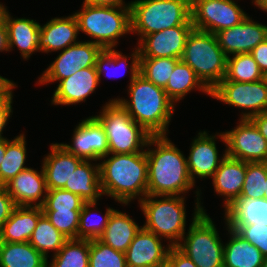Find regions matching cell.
Masks as SVG:
<instances>
[{
	"label": "cell",
	"mask_w": 267,
	"mask_h": 267,
	"mask_svg": "<svg viewBox=\"0 0 267 267\" xmlns=\"http://www.w3.org/2000/svg\"><path fill=\"white\" fill-rule=\"evenodd\" d=\"M262 267H267V256L264 257V260H263V265Z\"/></svg>",
	"instance_id": "6f0895ef"
},
{
	"label": "cell",
	"mask_w": 267,
	"mask_h": 267,
	"mask_svg": "<svg viewBox=\"0 0 267 267\" xmlns=\"http://www.w3.org/2000/svg\"><path fill=\"white\" fill-rule=\"evenodd\" d=\"M236 127L223 132L226 155L245 162H267V140L249 119H239Z\"/></svg>",
	"instance_id": "4fadbf2b"
},
{
	"label": "cell",
	"mask_w": 267,
	"mask_h": 267,
	"mask_svg": "<svg viewBox=\"0 0 267 267\" xmlns=\"http://www.w3.org/2000/svg\"><path fill=\"white\" fill-rule=\"evenodd\" d=\"M52 225L68 239H77L81 210H42Z\"/></svg>",
	"instance_id": "60d3db41"
},
{
	"label": "cell",
	"mask_w": 267,
	"mask_h": 267,
	"mask_svg": "<svg viewBox=\"0 0 267 267\" xmlns=\"http://www.w3.org/2000/svg\"><path fill=\"white\" fill-rule=\"evenodd\" d=\"M145 151L147 195L186 196L196 187L190 178L183 151L167 135H152Z\"/></svg>",
	"instance_id": "6da1fadb"
},
{
	"label": "cell",
	"mask_w": 267,
	"mask_h": 267,
	"mask_svg": "<svg viewBox=\"0 0 267 267\" xmlns=\"http://www.w3.org/2000/svg\"><path fill=\"white\" fill-rule=\"evenodd\" d=\"M193 25H179L145 35L137 44L140 58L181 59Z\"/></svg>",
	"instance_id": "e0dca14e"
},
{
	"label": "cell",
	"mask_w": 267,
	"mask_h": 267,
	"mask_svg": "<svg viewBox=\"0 0 267 267\" xmlns=\"http://www.w3.org/2000/svg\"><path fill=\"white\" fill-rule=\"evenodd\" d=\"M142 227L129 214L115 209L99 240L114 250L125 253Z\"/></svg>",
	"instance_id": "4316f807"
},
{
	"label": "cell",
	"mask_w": 267,
	"mask_h": 267,
	"mask_svg": "<svg viewBox=\"0 0 267 267\" xmlns=\"http://www.w3.org/2000/svg\"><path fill=\"white\" fill-rule=\"evenodd\" d=\"M97 201L85 202L79 215V226L77 230V239H99L104 233L112 212V207H107L103 215L95 214ZM95 209V210H94ZM96 215V216H95Z\"/></svg>",
	"instance_id": "e575fe53"
},
{
	"label": "cell",
	"mask_w": 267,
	"mask_h": 267,
	"mask_svg": "<svg viewBox=\"0 0 267 267\" xmlns=\"http://www.w3.org/2000/svg\"><path fill=\"white\" fill-rule=\"evenodd\" d=\"M49 149L41 163L47 189H63L84 159L69 153L60 143L50 144Z\"/></svg>",
	"instance_id": "603a6c76"
},
{
	"label": "cell",
	"mask_w": 267,
	"mask_h": 267,
	"mask_svg": "<svg viewBox=\"0 0 267 267\" xmlns=\"http://www.w3.org/2000/svg\"><path fill=\"white\" fill-rule=\"evenodd\" d=\"M164 90L175 104L180 103L193 90L211 96V91L196 76L194 70L181 59L176 63Z\"/></svg>",
	"instance_id": "f546056e"
},
{
	"label": "cell",
	"mask_w": 267,
	"mask_h": 267,
	"mask_svg": "<svg viewBox=\"0 0 267 267\" xmlns=\"http://www.w3.org/2000/svg\"><path fill=\"white\" fill-rule=\"evenodd\" d=\"M84 201L80 196L64 190L52 189L47 191L42 210H81Z\"/></svg>",
	"instance_id": "b9f144b4"
},
{
	"label": "cell",
	"mask_w": 267,
	"mask_h": 267,
	"mask_svg": "<svg viewBox=\"0 0 267 267\" xmlns=\"http://www.w3.org/2000/svg\"><path fill=\"white\" fill-rule=\"evenodd\" d=\"M181 60L194 70L210 91L225 78L227 56L215 34L193 28L187 37Z\"/></svg>",
	"instance_id": "ba28073f"
},
{
	"label": "cell",
	"mask_w": 267,
	"mask_h": 267,
	"mask_svg": "<svg viewBox=\"0 0 267 267\" xmlns=\"http://www.w3.org/2000/svg\"><path fill=\"white\" fill-rule=\"evenodd\" d=\"M103 49L93 42L80 41L60 51L58 56L38 77L36 84L48 85L70 77L76 71L95 66Z\"/></svg>",
	"instance_id": "7c38bea8"
},
{
	"label": "cell",
	"mask_w": 267,
	"mask_h": 267,
	"mask_svg": "<svg viewBox=\"0 0 267 267\" xmlns=\"http://www.w3.org/2000/svg\"><path fill=\"white\" fill-rule=\"evenodd\" d=\"M129 6L131 34L138 36V42L145 35L167 28L193 25L187 0H133Z\"/></svg>",
	"instance_id": "8992f818"
},
{
	"label": "cell",
	"mask_w": 267,
	"mask_h": 267,
	"mask_svg": "<svg viewBox=\"0 0 267 267\" xmlns=\"http://www.w3.org/2000/svg\"><path fill=\"white\" fill-rule=\"evenodd\" d=\"M210 97L242 110L239 119L249 120L267 111V82L265 79L255 82L221 81L211 91Z\"/></svg>",
	"instance_id": "30bf717a"
},
{
	"label": "cell",
	"mask_w": 267,
	"mask_h": 267,
	"mask_svg": "<svg viewBox=\"0 0 267 267\" xmlns=\"http://www.w3.org/2000/svg\"><path fill=\"white\" fill-rule=\"evenodd\" d=\"M17 86L18 85L16 84L3 98L0 99V139L6 138L3 135V132L13 114V89H15Z\"/></svg>",
	"instance_id": "ee69618b"
},
{
	"label": "cell",
	"mask_w": 267,
	"mask_h": 267,
	"mask_svg": "<svg viewBox=\"0 0 267 267\" xmlns=\"http://www.w3.org/2000/svg\"><path fill=\"white\" fill-rule=\"evenodd\" d=\"M78 34V21L74 14L51 18L46 24H40L39 51L47 54L60 52L78 43Z\"/></svg>",
	"instance_id": "44dd1931"
},
{
	"label": "cell",
	"mask_w": 267,
	"mask_h": 267,
	"mask_svg": "<svg viewBox=\"0 0 267 267\" xmlns=\"http://www.w3.org/2000/svg\"><path fill=\"white\" fill-rule=\"evenodd\" d=\"M47 267H89V240L68 239Z\"/></svg>",
	"instance_id": "d590c367"
},
{
	"label": "cell",
	"mask_w": 267,
	"mask_h": 267,
	"mask_svg": "<svg viewBox=\"0 0 267 267\" xmlns=\"http://www.w3.org/2000/svg\"><path fill=\"white\" fill-rule=\"evenodd\" d=\"M220 139L226 146V138L223 132H216L215 135L209 134L207 131H199L193 138L189 149L187 159V167L192 182L195 183L196 178L212 179L215 171L226 156V149L223 155H219L216 139Z\"/></svg>",
	"instance_id": "5bb4252c"
},
{
	"label": "cell",
	"mask_w": 267,
	"mask_h": 267,
	"mask_svg": "<svg viewBox=\"0 0 267 267\" xmlns=\"http://www.w3.org/2000/svg\"><path fill=\"white\" fill-rule=\"evenodd\" d=\"M267 162H247L243 188L239 199L264 198Z\"/></svg>",
	"instance_id": "f35d334b"
},
{
	"label": "cell",
	"mask_w": 267,
	"mask_h": 267,
	"mask_svg": "<svg viewBox=\"0 0 267 267\" xmlns=\"http://www.w3.org/2000/svg\"><path fill=\"white\" fill-rule=\"evenodd\" d=\"M159 267H175V266L167 259Z\"/></svg>",
	"instance_id": "9f6ffc18"
},
{
	"label": "cell",
	"mask_w": 267,
	"mask_h": 267,
	"mask_svg": "<svg viewBox=\"0 0 267 267\" xmlns=\"http://www.w3.org/2000/svg\"><path fill=\"white\" fill-rule=\"evenodd\" d=\"M246 167L247 162L226 155L215 171L212 177V186L217 196L224 197V211L239 199Z\"/></svg>",
	"instance_id": "7402d4cb"
},
{
	"label": "cell",
	"mask_w": 267,
	"mask_h": 267,
	"mask_svg": "<svg viewBox=\"0 0 267 267\" xmlns=\"http://www.w3.org/2000/svg\"><path fill=\"white\" fill-rule=\"evenodd\" d=\"M224 216L228 225L261 224L267 226V199H237Z\"/></svg>",
	"instance_id": "1f68e13d"
},
{
	"label": "cell",
	"mask_w": 267,
	"mask_h": 267,
	"mask_svg": "<svg viewBox=\"0 0 267 267\" xmlns=\"http://www.w3.org/2000/svg\"><path fill=\"white\" fill-rule=\"evenodd\" d=\"M83 3L89 5H105V6H129L130 2L125 3L124 0H84Z\"/></svg>",
	"instance_id": "681fc988"
},
{
	"label": "cell",
	"mask_w": 267,
	"mask_h": 267,
	"mask_svg": "<svg viewBox=\"0 0 267 267\" xmlns=\"http://www.w3.org/2000/svg\"><path fill=\"white\" fill-rule=\"evenodd\" d=\"M264 199H267V178H266V190H265V193H264Z\"/></svg>",
	"instance_id": "680465c9"
},
{
	"label": "cell",
	"mask_w": 267,
	"mask_h": 267,
	"mask_svg": "<svg viewBox=\"0 0 267 267\" xmlns=\"http://www.w3.org/2000/svg\"><path fill=\"white\" fill-rule=\"evenodd\" d=\"M128 84L129 99L118 96L113 99L151 135H168L176 104L167 96L164 88L156 86L140 74Z\"/></svg>",
	"instance_id": "3957f363"
},
{
	"label": "cell",
	"mask_w": 267,
	"mask_h": 267,
	"mask_svg": "<svg viewBox=\"0 0 267 267\" xmlns=\"http://www.w3.org/2000/svg\"><path fill=\"white\" fill-rule=\"evenodd\" d=\"M15 85L14 81L0 75V99L3 98Z\"/></svg>",
	"instance_id": "f907efd6"
},
{
	"label": "cell",
	"mask_w": 267,
	"mask_h": 267,
	"mask_svg": "<svg viewBox=\"0 0 267 267\" xmlns=\"http://www.w3.org/2000/svg\"><path fill=\"white\" fill-rule=\"evenodd\" d=\"M168 260L175 267H197L196 264L182 253L177 247H171L168 253Z\"/></svg>",
	"instance_id": "bcb514c9"
},
{
	"label": "cell",
	"mask_w": 267,
	"mask_h": 267,
	"mask_svg": "<svg viewBox=\"0 0 267 267\" xmlns=\"http://www.w3.org/2000/svg\"><path fill=\"white\" fill-rule=\"evenodd\" d=\"M110 155V156H109ZM100 186L104 196L129 205L135 199L138 203L147 196L148 167L146 151L113 154L100 158Z\"/></svg>",
	"instance_id": "7a4b0ae2"
},
{
	"label": "cell",
	"mask_w": 267,
	"mask_h": 267,
	"mask_svg": "<svg viewBox=\"0 0 267 267\" xmlns=\"http://www.w3.org/2000/svg\"><path fill=\"white\" fill-rule=\"evenodd\" d=\"M89 267H127L125 253L99 239L89 240Z\"/></svg>",
	"instance_id": "ab89813d"
},
{
	"label": "cell",
	"mask_w": 267,
	"mask_h": 267,
	"mask_svg": "<svg viewBox=\"0 0 267 267\" xmlns=\"http://www.w3.org/2000/svg\"><path fill=\"white\" fill-rule=\"evenodd\" d=\"M185 198L187 197L147 195L138 203L145 217L143 228L176 247L186 233Z\"/></svg>",
	"instance_id": "52a82bcc"
},
{
	"label": "cell",
	"mask_w": 267,
	"mask_h": 267,
	"mask_svg": "<svg viewBox=\"0 0 267 267\" xmlns=\"http://www.w3.org/2000/svg\"><path fill=\"white\" fill-rule=\"evenodd\" d=\"M0 52H9L7 28L5 23L0 26Z\"/></svg>",
	"instance_id": "816d5d0a"
},
{
	"label": "cell",
	"mask_w": 267,
	"mask_h": 267,
	"mask_svg": "<svg viewBox=\"0 0 267 267\" xmlns=\"http://www.w3.org/2000/svg\"><path fill=\"white\" fill-rule=\"evenodd\" d=\"M224 220L229 238L224 245L223 267H262L260 250L230 228L225 216Z\"/></svg>",
	"instance_id": "484cf974"
},
{
	"label": "cell",
	"mask_w": 267,
	"mask_h": 267,
	"mask_svg": "<svg viewBox=\"0 0 267 267\" xmlns=\"http://www.w3.org/2000/svg\"><path fill=\"white\" fill-rule=\"evenodd\" d=\"M25 133H21L9 140L6 137V151L4 160L0 164V185L4 186L20 172L28 168L25 166L27 158V142Z\"/></svg>",
	"instance_id": "d6a6232c"
},
{
	"label": "cell",
	"mask_w": 267,
	"mask_h": 267,
	"mask_svg": "<svg viewBox=\"0 0 267 267\" xmlns=\"http://www.w3.org/2000/svg\"><path fill=\"white\" fill-rule=\"evenodd\" d=\"M84 160L72 173L64 190L80 196L84 201H98L103 196L100 186L99 163Z\"/></svg>",
	"instance_id": "83f0119b"
},
{
	"label": "cell",
	"mask_w": 267,
	"mask_h": 267,
	"mask_svg": "<svg viewBox=\"0 0 267 267\" xmlns=\"http://www.w3.org/2000/svg\"><path fill=\"white\" fill-rule=\"evenodd\" d=\"M42 215L43 211L39 206H16L0 229V241L28 242Z\"/></svg>",
	"instance_id": "d4e9b609"
},
{
	"label": "cell",
	"mask_w": 267,
	"mask_h": 267,
	"mask_svg": "<svg viewBox=\"0 0 267 267\" xmlns=\"http://www.w3.org/2000/svg\"><path fill=\"white\" fill-rule=\"evenodd\" d=\"M94 117L105 131L109 153L129 154L145 151L152 135L137 124L114 99L106 102Z\"/></svg>",
	"instance_id": "9c48e42d"
},
{
	"label": "cell",
	"mask_w": 267,
	"mask_h": 267,
	"mask_svg": "<svg viewBox=\"0 0 267 267\" xmlns=\"http://www.w3.org/2000/svg\"><path fill=\"white\" fill-rule=\"evenodd\" d=\"M7 7L5 4L0 2V26L4 23L5 21V15L7 13Z\"/></svg>",
	"instance_id": "11a10c76"
},
{
	"label": "cell",
	"mask_w": 267,
	"mask_h": 267,
	"mask_svg": "<svg viewBox=\"0 0 267 267\" xmlns=\"http://www.w3.org/2000/svg\"><path fill=\"white\" fill-rule=\"evenodd\" d=\"M252 3L263 12H267V0H252Z\"/></svg>",
	"instance_id": "f5cc1de1"
},
{
	"label": "cell",
	"mask_w": 267,
	"mask_h": 267,
	"mask_svg": "<svg viewBox=\"0 0 267 267\" xmlns=\"http://www.w3.org/2000/svg\"><path fill=\"white\" fill-rule=\"evenodd\" d=\"M0 267H47V259L29 242L0 241Z\"/></svg>",
	"instance_id": "4dcf8cb0"
},
{
	"label": "cell",
	"mask_w": 267,
	"mask_h": 267,
	"mask_svg": "<svg viewBox=\"0 0 267 267\" xmlns=\"http://www.w3.org/2000/svg\"><path fill=\"white\" fill-rule=\"evenodd\" d=\"M250 120L255 124L259 132L267 140V111L253 116Z\"/></svg>",
	"instance_id": "c3c4849f"
},
{
	"label": "cell",
	"mask_w": 267,
	"mask_h": 267,
	"mask_svg": "<svg viewBox=\"0 0 267 267\" xmlns=\"http://www.w3.org/2000/svg\"><path fill=\"white\" fill-rule=\"evenodd\" d=\"M253 59L257 62L260 70L267 73V39L259 43L251 52Z\"/></svg>",
	"instance_id": "7dc6e473"
},
{
	"label": "cell",
	"mask_w": 267,
	"mask_h": 267,
	"mask_svg": "<svg viewBox=\"0 0 267 267\" xmlns=\"http://www.w3.org/2000/svg\"><path fill=\"white\" fill-rule=\"evenodd\" d=\"M67 240L68 238L59 232L43 214L28 242L48 260L49 252H53V256L56 255Z\"/></svg>",
	"instance_id": "836d02e7"
},
{
	"label": "cell",
	"mask_w": 267,
	"mask_h": 267,
	"mask_svg": "<svg viewBox=\"0 0 267 267\" xmlns=\"http://www.w3.org/2000/svg\"><path fill=\"white\" fill-rule=\"evenodd\" d=\"M243 239L257 247L267 256V226L261 224L228 225Z\"/></svg>",
	"instance_id": "7bdbcfd3"
},
{
	"label": "cell",
	"mask_w": 267,
	"mask_h": 267,
	"mask_svg": "<svg viewBox=\"0 0 267 267\" xmlns=\"http://www.w3.org/2000/svg\"><path fill=\"white\" fill-rule=\"evenodd\" d=\"M15 208L16 204L12 197L8 194L5 186L0 185V229Z\"/></svg>",
	"instance_id": "f6af8a7d"
},
{
	"label": "cell",
	"mask_w": 267,
	"mask_h": 267,
	"mask_svg": "<svg viewBox=\"0 0 267 267\" xmlns=\"http://www.w3.org/2000/svg\"><path fill=\"white\" fill-rule=\"evenodd\" d=\"M247 15L235 0H194L191 3L194 29L212 34L239 24Z\"/></svg>",
	"instance_id": "8fae6325"
},
{
	"label": "cell",
	"mask_w": 267,
	"mask_h": 267,
	"mask_svg": "<svg viewBox=\"0 0 267 267\" xmlns=\"http://www.w3.org/2000/svg\"><path fill=\"white\" fill-rule=\"evenodd\" d=\"M6 151V138L0 139V164L2 163V160H4V155Z\"/></svg>",
	"instance_id": "db71d44e"
},
{
	"label": "cell",
	"mask_w": 267,
	"mask_h": 267,
	"mask_svg": "<svg viewBox=\"0 0 267 267\" xmlns=\"http://www.w3.org/2000/svg\"><path fill=\"white\" fill-rule=\"evenodd\" d=\"M78 21L79 32L90 37L89 42L104 49H114L119 38L131 34L130 6L89 5L73 13ZM117 45V46H116Z\"/></svg>",
	"instance_id": "5b68a950"
},
{
	"label": "cell",
	"mask_w": 267,
	"mask_h": 267,
	"mask_svg": "<svg viewBox=\"0 0 267 267\" xmlns=\"http://www.w3.org/2000/svg\"><path fill=\"white\" fill-rule=\"evenodd\" d=\"M80 121L72 132L71 144L60 143V145L69 153L84 160L100 161V158L109 154L105 131L94 116Z\"/></svg>",
	"instance_id": "9a60e30c"
},
{
	"label": "cell",
	"mask_w": 267,
	"mask_h": 267,
	"mask_svg": "<svg viewBox=\"0 0 267 267\" xmlns=\"http://www.w3.org/2000/svg\"><path fill=\"white\" fill-rule=\"evenodd\" d=\"M216 38L224 54L250 53L267 39V25L254 21L249 14L239 24L217 32Z\"/></svg>",
	"instance_id": "2e32d148"
},
{
	"label": "cell",
	"mask_w": 267,
	"mask_h": 267,
	"mask_svg": "<svg viewBox=\"0 0 267 267\" xmlns=\"http://www.w3.org/2000/svg\"><path fill=\"white\" fill-rule=\"evenodd\" d=\"M195 208L191 224L176 246L197 267H223L224 243L210 215L201 202V190L196 189Z\"/></svg>",
	"instance_id": "277c9868"
},
{
	"label": "cell",
	"mask_w": 267,
	"mask_h": 267,
	"mask_svg": "<svg viewBox=\"0 0 267 267\" xmlns=\"http://www.w3.org/2000/svg\"><path fill=\"white\" fill-rule=\"evenodd\" d=\"M162 240L142 227L125 252L127 267H159L172 247L162 244Z\"/></svg>",
	"instance_id": "ac0fdd59"
},
{
	"label": "cell",
	"mask_w": 267,
	"mask_h": 267,
	"mask_svg": "<svg viewBox=\"0 0 267 267\" xmlns=\"http://www.w3.org/2000/svg\"><path fill=\"white\" fill-rule=\"evenodd\" d=\"M96 67L76 71L70 77L61 80L52 95V105H76L86 101L100 85Z\"/></svg>",
	"instance_id": "d6986e66"
},
{
	"label": "cell",
	"mask_w": 267,
	"mask_h": 267,
	"mask_svg": "<svg viewBox=\"0 0 267 267\" xmlns=\"http://www.w3.org/2000/svg\"><path fill=\"white\" fill-rule=\"evenodd\" d=\"M128 58L130 59V64L128 63V60H129ZM95 67H96V70L99 76V81H101L102 75H106L108 78H111V79L116 77L117 75L121 76L118 74L120 73L118 72L119 68L124 69V71H126L127 69H130L128 71L130 72V83H131L133 79L139 74V69H140L139 68L140 67V54H139L138 47L137 46L134 47L132 53L129 54V56L126 54L124 55L121 51L116 50V48L104 49L97 56ZM109 68L111 70L112 68H114L115 70L111 71Z\"/></svg>",
	"instance_id": "f1b7e54d"
},
{
	"label": "cell",
	"mask_w": 267,
	"mask_h": 267,
	"mask_svg": "<svg viewBox=\"0 0 267 267\" xmlns=\"http://www.w3.org/2000/svg\"><path fill=\"white\" fill-rule=\"evenodd\" d=\"M264 79L267 82V73L264 75Z\"/></svg>",
	"instance_id": "91938a15"
},
{
	"label": "cell",
	"mask_w": 267,
	"mask_h": 267,
	"mask_svg": "<svg viewBox=\"0 0 267 267\" xmlns=\"http://www.w3.org/2000/svg\"><path fill=\"white\" fill-rule=\"evenodd\" d=\"M4 23L7 28L9 52L17 47L22 59L26 61L35 52H40L38 47L40 23L38 21L26 17L13 18L7 10Z\"/></svg>",
	"instance_id": "cb8c5ba5"
},
{
	"label": "cell",
	"mask_w": 267,
	"mask_h": 267,
	"mask_svg": "<svg viewBox=\"0 0 267 267\" xmlns=\"http://www.w3.org/2000/svg\"><path fill=\"white\" fill-rule=\"evenodd\" d=\"M4 186L16 206L42 207L45 203L48 189L42 166L40 172L26 168Z\"/></svg>",
	"instance_id": "ffe728a7"
},
{
	"label": "cell",
	"mask_w": 267,
	"mask_h": 267,
	"mask_svg": "<svg viewBox=\"0 0 267 267\" xmlns=\"http://www.w3.org/2000/svg\"><path fill=\"white\" fill-rule=\"evenodd\" d=\"M262 79L264 74L250 53L227 57L226 75L222 81L255 82Z\"/></svg>",
	"instance_id": "8d00e7d4"
},
{
	"label": "cell",
	"mask_w": 267,
	"mask_h": 267,
	"mask_svg": "<svg viewBox=\"0 0 267 267\" xmlns=\"http://www.w3.org/2000/svg\"><path fill=\"white\" fill-rule=\"evenodd\" d=\"M176 58H140L139 74L156 86L165 88L176 63Z\"/></svg>",
	"instance_id": "74e56055"
}]
</instances>
